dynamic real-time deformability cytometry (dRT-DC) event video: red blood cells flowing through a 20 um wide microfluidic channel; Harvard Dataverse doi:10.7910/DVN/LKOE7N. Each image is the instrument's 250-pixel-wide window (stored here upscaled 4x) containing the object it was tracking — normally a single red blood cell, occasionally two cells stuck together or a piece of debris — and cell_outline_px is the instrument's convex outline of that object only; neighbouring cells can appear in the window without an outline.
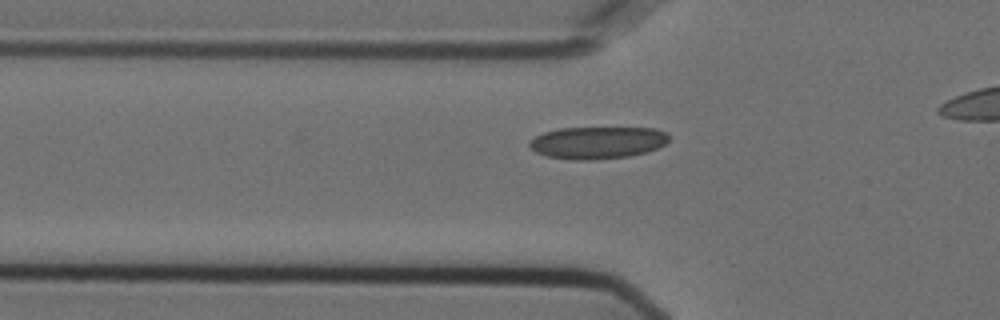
{"species": "Egyptian fruit bat (a non-hibernating species)", "species_latin": "Rousettus aegyptiacus", "temperature_condition": "cold", "stored_images_in_passage": 38, "camera_frame_rate_fps": 3000, "um_per_image_px": 0.085, "animal": {"sex": "female"}, "frame": {"image": 1, "passage_image": 8, "time_ms": 2.333, "image_size_px": [1000, 320], "cell_outline_px": [[668, 140], [664, 144], [648, 152], [628, 156], [592, 160], [572, 160], [548, 156], [536, 152], [528, 144], [536, 136], [544, 132], [560, 128], [652, 128], [664, 132], [668, 136]], "centroid_in_image_um": [50.77, 12.12], "position_along_channel_um": 75.0, "area_um2": 25.89}}
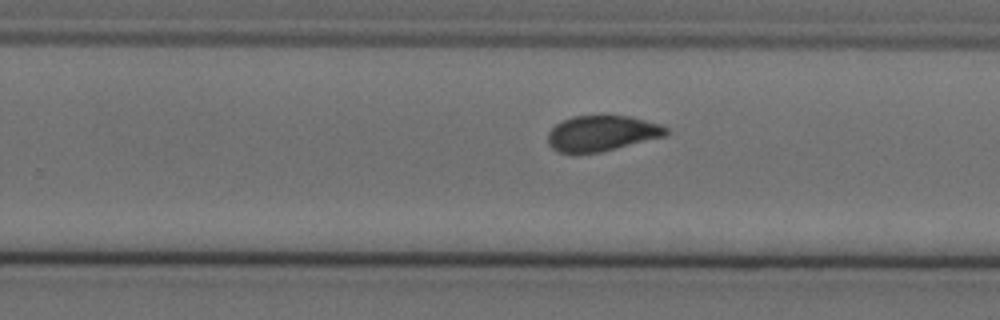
{"frame": {"image": 2, "passage_image": 25, "time_ms": 8.0, "image_size_px": [1000, 320], "cell_outline_px": [[668, 132], [664, 136], [600, 152], [576, 156], [572, 156], [560, 152], [552, 148], [548, 144], [548, 132], [556, 124], [572, 116], [628, 116], [660, 124], [668, 128]], "centroid_in_image_um": [51.09, 11.37], "position_along_channel_um": 278.7, "area_um2": 24.68}}
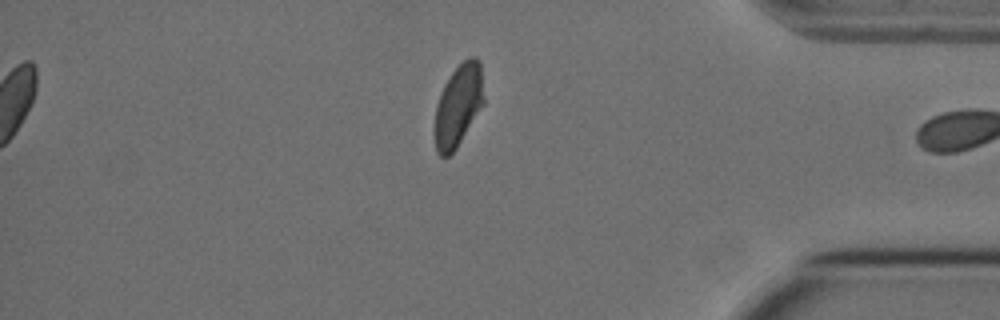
{"frame": {"image": 3, "passage_image": 37, "time_ms": 12.0, "image_size_px": [1000, 320], "cell_outline_px": [[484, 104], [456, 148], [448, 156], [440, 156], [436, 152], [436, 108], [444, 84], [452, 72], [468, 56], [476, 56], [480, 60], [484, 96]], "centroid_in_image_um": [38.99, 8.92], "position_along_channel_um": 396.2, "area_um2": 23.12}}